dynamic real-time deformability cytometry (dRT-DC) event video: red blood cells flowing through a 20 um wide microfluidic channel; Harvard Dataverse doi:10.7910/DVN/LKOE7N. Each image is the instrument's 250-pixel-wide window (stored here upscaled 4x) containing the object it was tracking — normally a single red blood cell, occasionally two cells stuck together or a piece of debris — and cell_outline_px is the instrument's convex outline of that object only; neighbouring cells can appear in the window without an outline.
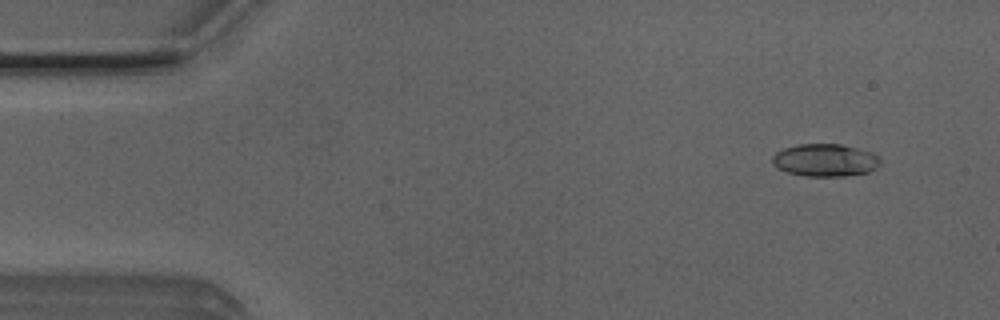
{"species": "Egyptian fruit bat (a non-hibernating species)", "species_latin": "Rousettus aegyptiacus", "temperature_condition": "room temperature", "stored_images_in_passage": 5, "camera_frame_rate_fps": 3000, "um_per_image_px": 0.085, "animal": {"sex": "male"}, "frame": {"image": 1, "passage_image": 2, "time_ms": 0.333, "image_size_px": [1000, 320], "cell_outline_px": [[880, 160], [876, 168], [868, 172], [844, 176], [804, 176], [788, 172], [776, 168], [772, 164], [772, 156], [776, 152], [784, 148], [796, 144], [840, 144], [872, 152], [880, 156]], "centroid_in_image_um": [70.11, 13.61], "position_along_channel_um": 14.9, "area_um2": 20.58}}
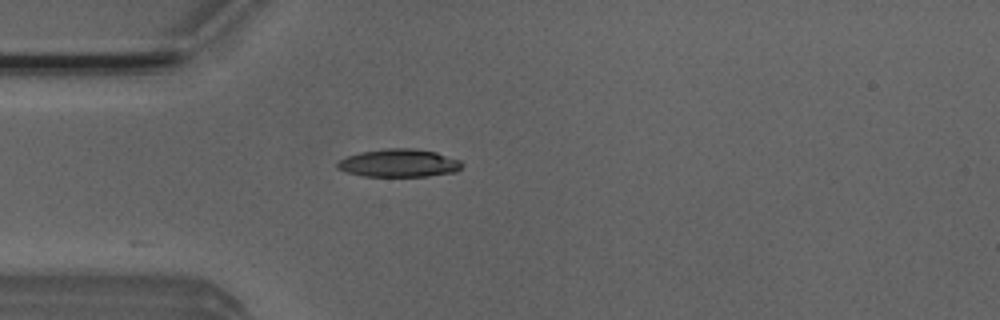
{"frame": {"image": 2, "passage_image": 5, "time_ms": 1.333, "image_size_px": [1000, 320], "cell_outline_px": [[464, 164], [456, 172], [428, 176], [364, 176], [348, 172], [336, 168], [336, 164], [340, 160], [348, 156], [360, 152], [384, 148], [412, 148], [436, 152], [460, 160]], "centroid_in_image_um": [33.93, 13.86], "position_along_channel_um": 51.1, "area_um2": 20.29}}